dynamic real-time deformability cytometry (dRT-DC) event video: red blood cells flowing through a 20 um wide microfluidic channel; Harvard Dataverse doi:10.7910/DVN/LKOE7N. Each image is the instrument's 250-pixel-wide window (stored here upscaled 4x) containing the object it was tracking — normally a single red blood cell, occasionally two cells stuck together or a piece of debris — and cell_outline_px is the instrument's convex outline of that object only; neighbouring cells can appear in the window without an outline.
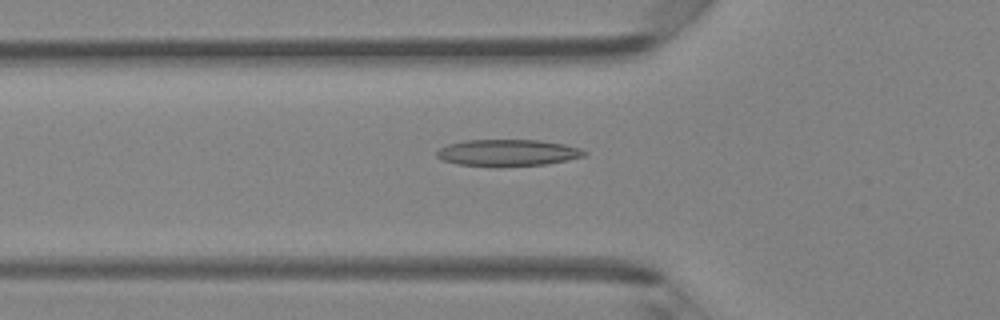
{"species": "Egyptian fruit bat (a non-hibernating species)", "species_latin": "Rousettus aegyptiacus", "temperature_condition": "room temperature", "stored_images_in_passage": 37, "camera_frame_rate_fps": 3000, "um_per_image_px": 0.085, "animal": {"sex": "female"}, "frame": {"image": 1, "passage_image": 6, "time_ms": 1.667, "image_size_px": [1000, 320], "cell_outline_px": [[588, 152], [584, 156], [568, 160], [544, 164], [492, 168], [456, 164], [444, 160], [436, 156], [436, 152], [440, 148], [448, 144], [464, 140], [540, 140], [564, 144], [580, 148]], "centroid_in_image_um": [43.13, 13.0], "position_along_channel_um": 82.7, "area_um2": 23.29}}
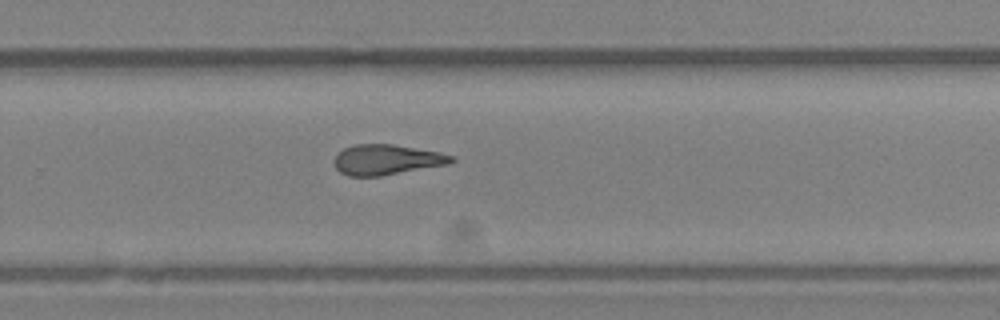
{"frame": {"image": 2, "passage_image": 21, "time_ms": 6.667, "image_size_px": [1000, 320], "cell_outline_px": [[456, 160], [448, 164], [380, 176], [348, 176], [340, 172], [336, 168], [332, 160], [336, 152], [352, 144], [392, 144], [436, 152], [456, 156]], "centroid_in_image_um": [32.8, 13.57], "position_along_channel_um": 297.0, "area_um2": 20.75}}
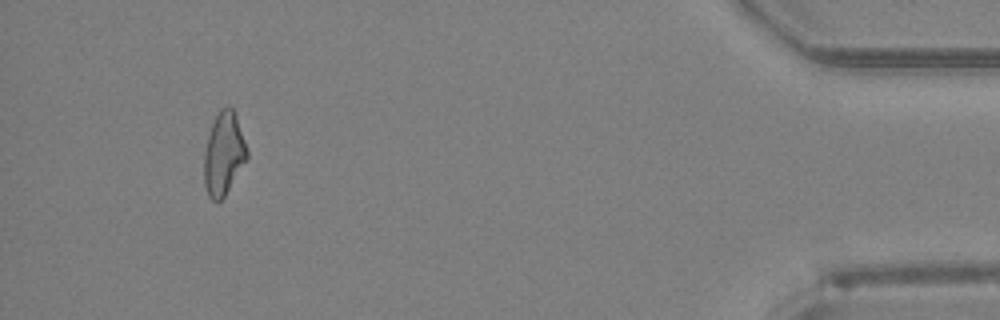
{"frame": {"image": 3, "passage_image": 34, "time_ms": 11.0, "image_size_px": [1000, 320], "cell_outline_px": [[248, 156], [224, 196], [220, 200], [212, 200], [208, 196], [204, 184], [204, 152], [208, 136], [212, 124], [220, 108], [232, 108], [236, 116], [248, 152]], "centroid_in_image_um": [18.99, 13.08], "position_along_channel_um": 416.2, "area_um2": 20.17}, "authors_computed_cell_mechanics": {"area_um2": 20.9814, "velocity_mm_per_s": 4.291, "shape_relaxation_time_tau1_ms": null, "shape_relaxation_time_tau2_ms": 2.8774, "deformation_change_tau1": null, "deformation_change_tau2": 0.1179}}